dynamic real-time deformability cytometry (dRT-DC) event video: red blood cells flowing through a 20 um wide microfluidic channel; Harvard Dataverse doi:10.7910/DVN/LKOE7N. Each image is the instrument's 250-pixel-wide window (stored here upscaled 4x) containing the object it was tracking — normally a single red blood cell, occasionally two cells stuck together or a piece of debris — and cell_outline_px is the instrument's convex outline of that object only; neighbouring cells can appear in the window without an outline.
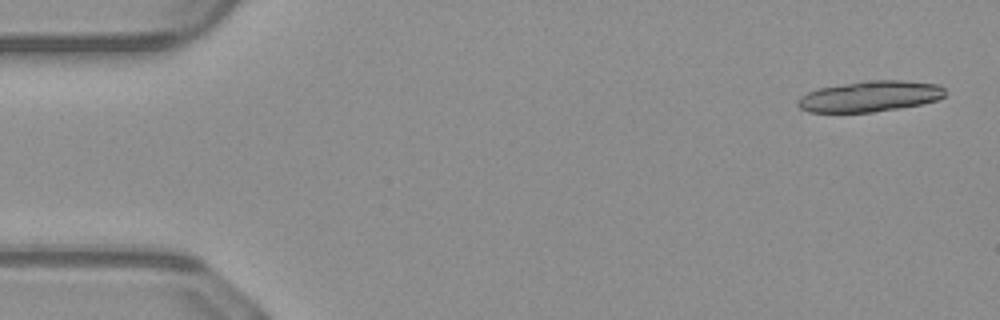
{"species": "common noctule bat (a hibernating species)", "species_latin": "Nyctalus noctula", "temperature_condition": "warm", "stored_images_in_passage": 17, "camera_frame_rate_fps": 3000, "um_per_image_px": 0.085, "animal": {"sex": "male", "body_mass_g": 23.1, "forearm_length_mm": 52.7}, "frame": {"image": 1, "passage_image": 2, "time_ms": 0.333, "image_size_px": [1000, 320], "cell_outline_px": [[944, 96], [936, 100], [920, 104], [900, 108], [872, 112], [808, 112], [800, 108], [796, 104], [800, 96], [808, 92], [820, 88], [844, 84], [872, 80], [904, 80], [940, 84], [944, 88]], "centroid_in_image_um": [73.95, 8.19], "position_along_channel_um": 11.0, "area_um2": 26.3}}